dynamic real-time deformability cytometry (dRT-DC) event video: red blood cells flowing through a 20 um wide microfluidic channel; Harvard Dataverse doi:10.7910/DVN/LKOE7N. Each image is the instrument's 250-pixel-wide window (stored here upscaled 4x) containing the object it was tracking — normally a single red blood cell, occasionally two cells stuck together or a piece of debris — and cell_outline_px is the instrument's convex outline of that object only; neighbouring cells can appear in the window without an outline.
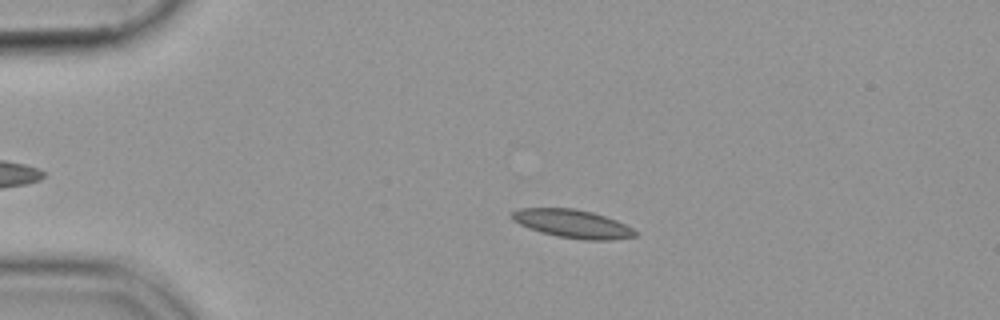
{"species": "common noctule bat (a hibernating species)", "species_latin": "Nyctalus noctula", "temperature_condition": "cold", "stored_images_in_passage": 50, "camera_frame_rate_fps": 3000, "um_per_image_px": 0.085, "animal": {"sex": "female", "body_mass_g": 19.9}, "frame": {"image": 1, "passage_image": 7, "time_ms": 2.0, "image_size_px": [1000, 320], "cell_outline_px": [[636, 236], [608, 240], [584, 240], [556, 236], [540, 232], [528, 228], [512, 220], [508, 216], [512, 212], [520, 208], [572, 208], [592, 212], [616, 220], [632, 228], [636, 232]], "centroid_in_image_um": [48.61, 19.02], "position_along_channel_um": 36.4, "area_um2": 20.29}}
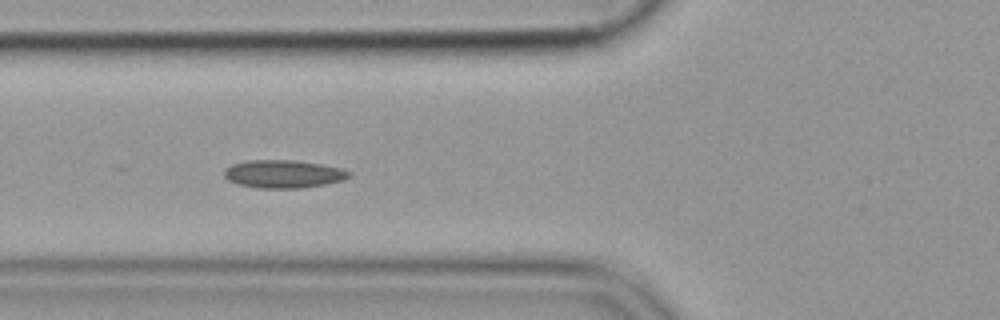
{"frame": {"image": 2, "passage_image": 16, "time_ms": 5.0, "image_size_px": [1000, 320], "cell_outline_px": [[352, 176], [344, 180], [324, 184], [300, 188], [256, 188], [240, 184], [228, 180], [224, 176], [224, 168], [232, 164], [248, 160], [292, 160], [320, 164], [340, 168], [352, 172]], "centroid_in_image_um": [24.09, 14.79], "position_along_channel_um": 101.7, "area_um2": 20.35}}
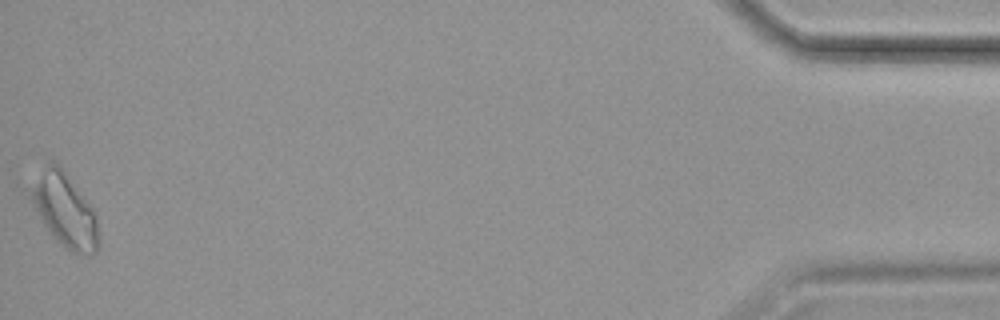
{"frame": {"image": 3, "passage_image": 50, "time_ms": 16.333, "image_size_px": [1000, 320], "cell_outline_px": [[100, 248], [92, 256], [72, 252], [56, 240], [52, 236], [44, 224], [32, 204], [32, 188], [48, 164], [56, 164], [64, 172], [92, 208], [96, 220], [100, 236]], "centroid_in_image_um": [5.58, 18.01], "position_along_channel_um": 429.6, "area_um2": 27.69}}